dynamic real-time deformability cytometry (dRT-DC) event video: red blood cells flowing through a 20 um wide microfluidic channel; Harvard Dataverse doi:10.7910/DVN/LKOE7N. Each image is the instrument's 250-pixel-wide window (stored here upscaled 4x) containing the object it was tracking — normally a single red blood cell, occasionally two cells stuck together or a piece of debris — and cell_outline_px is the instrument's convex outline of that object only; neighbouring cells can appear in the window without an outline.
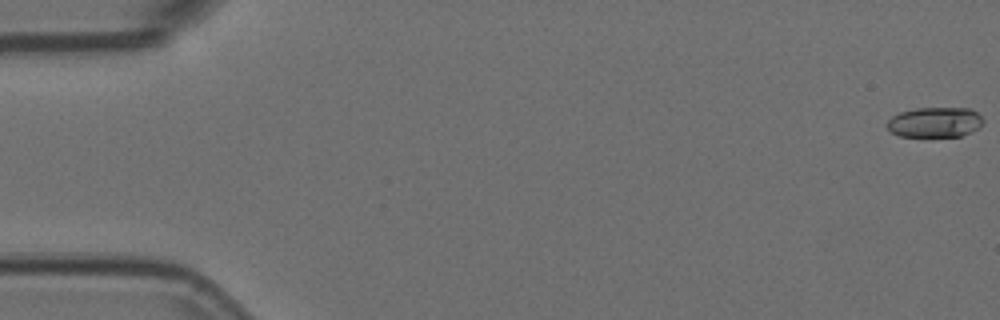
{"species": "Egyptian fruit bat (a non-hibernating species)", "species_latin": "Rousettus aegyptiacus", "temperature_condition": "room temperature", "stored_images_in_passage": 55, "camera_frame_rate_fps": 3000, "um_per_image_px": 0.085, "animal": {"sex": "female"}, "frame": {"image": 1, "passage_image": 1, "time_ms": 0.0, "image_size_px": [1000, 320], "cell_outline_px": [[984, 124], [980, 128], [972, 132], [960, 136], [900, 136], [892, 132], [888, 128], [888, 120], [892, 116], [900, 112], [916, 108], [972, 108], [984, 120]], "centroid_in_image_um": [79.52, 10.38], "position_along_channel_um": 5.5, "area_um2": 16.94}}
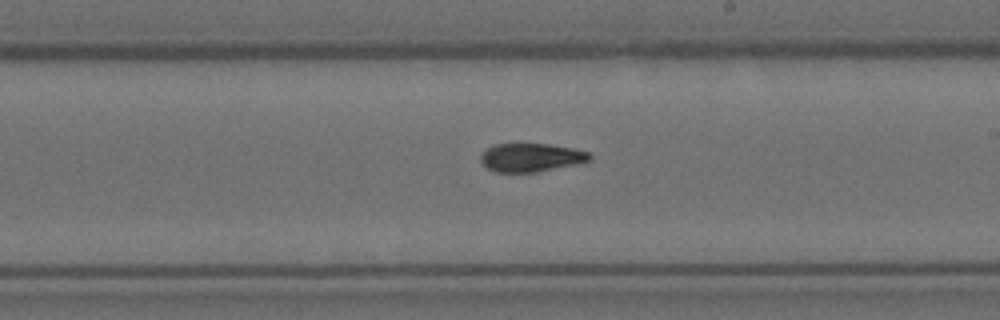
{"frame": {"image": 2, "passage_image": 32, "time_ms": 10.333, "image_size_px": [1000, 320], "cell_outline_px": [[592, 160], [536, 172], [496, 172], [488, 168], [480, 160], [480, 156], [488, 148], [496, 144], [548, 144], [572, 148], [588, 152], [592, 156]], "centroid_in_image_um": [45.14, 13.38], "position_along_channel_um": 243.9, "area_um2": 17.74}}
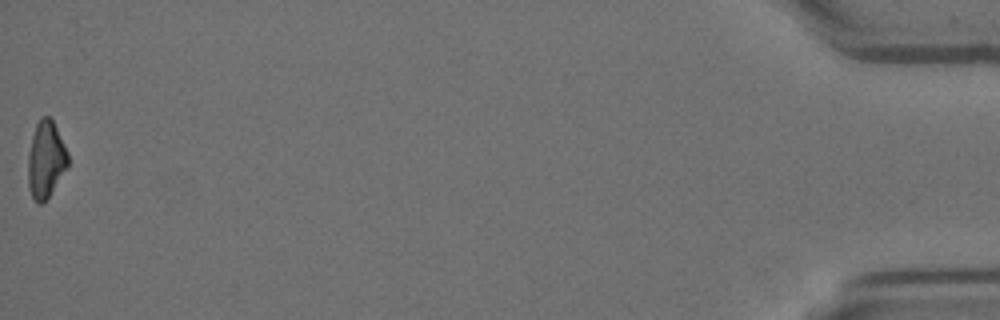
{"frame": {"image": 3, "passage_image": 55, "time_ms": 18.0, "image_size_px": [1000, 320], "cell_outline_px": [[68, 168], [48, 196], [40, 204], [36, 204], [32, 196], [28, 184], [28, 156], [32, 136], [36, 124], [40, 116], [48, 116], [52, 120], [68, 152]], "centroid_in_image_um": [3.89, 13.56], "position_along_channel_um": 431.3, "area_um2": 17.74}, "authors_computed_cell_mechanics": {"area_um2": 18.1492, "velocity_mm_per_s": 3.7745, "shape_relaxation_time_tau1_ms": 4.9044, "shape_relaxation_time_tau2_ms": 3.2089, "deformation_change_tau1": 0.1615, "deformation_change_tau2": 0.078}}